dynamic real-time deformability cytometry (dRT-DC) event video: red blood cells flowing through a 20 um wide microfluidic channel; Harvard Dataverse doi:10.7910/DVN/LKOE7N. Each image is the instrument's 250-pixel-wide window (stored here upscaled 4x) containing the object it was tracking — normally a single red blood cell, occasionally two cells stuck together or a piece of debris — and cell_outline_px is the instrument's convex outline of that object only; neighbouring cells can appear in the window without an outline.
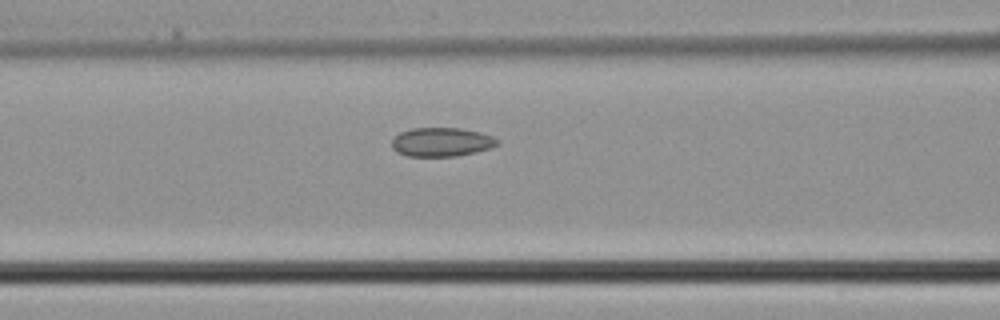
{"species": "common noctule bat (a hibernating species)", "species_latin": "Nyctalus noctula", "temperature_condition": "cold", "stored_images_in_passage": 5, "segment_of_instrument_passage": [2, 2], "camera_frame_rate_fps": 3000, "um_per_image_px": 0.085, "animal": {"sex": "male", "body_mass_g": 21.5, "forearm_length_mm": 52.0}, "frame": {"image": 1, "passage_image": 5, "time_ms": 1.333, "image_size_px": [1000, 320], "cell_outline_px": [[500, 144], [492, 148], [476, 152], [456, 156], [408, 156], [396, 152], [392, 148], [392, 140], [400, 132], [412, 128], [460, 128], [480, 132], [492, 136], [500, 140]], "centroid_in_image_um": [37.56, 12.07], "position_along_channel_um": 129.0, "area_um2": 17.92}}